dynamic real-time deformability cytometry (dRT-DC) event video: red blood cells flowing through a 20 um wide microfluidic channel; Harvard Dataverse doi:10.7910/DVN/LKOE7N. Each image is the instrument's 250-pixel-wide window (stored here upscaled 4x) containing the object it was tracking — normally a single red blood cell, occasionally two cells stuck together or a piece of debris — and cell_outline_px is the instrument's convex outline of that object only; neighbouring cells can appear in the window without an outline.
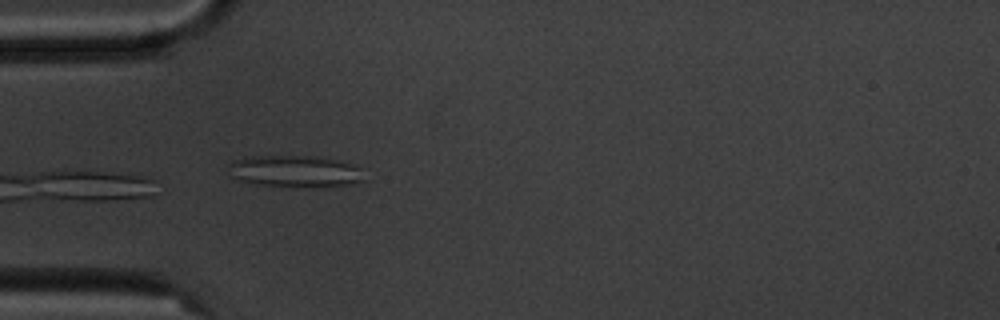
{"species": "common noctule bat (a hibernating species)", "species_latin": "Nyctalus noctula", "temperature_condition": "cold", "stored_images_in_passage": 5, "camera_frame_rate_fps": 3000, "um_per_image_px": 0.085, "animal": {"sex": "male", "body_mass_g": 20.1, "forearm_length_mm": 53.5}, "frame": {"image": 1, "passage_image": 4, "time_ms": 3.333, "image_size_px": [1000, 320], "cell_outline_px": [[364, 180], [348, 184], [256, 184], [240, 180], [232, 176], [228, 164], [232, 160], [252, 156], [308, 156], [336, 160], [352, 164], [360, 168]], "centroid_in_image_um": [25.01, 14.5], "position_along_channel_um": 60.0, "area_um2": 23.64}}
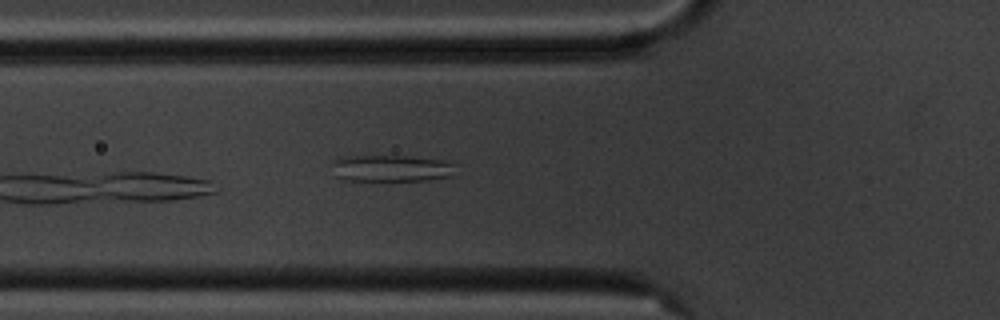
{"frame": {"image": 2, "passage_image": 5, "time_ms": 4.333, "image_size_px": [1000, 320], "cell_outline_px": [[456, 176], [424, 180], [344, 180], [336, 176], [332, 164], [332, 160], [340, 156], [408, 156], [440, 160], [456, 164]], "centroid_in_image_um": [33.28, 14.3], "position_along_channel_um": 92.5, "area_um2": 19.36}}